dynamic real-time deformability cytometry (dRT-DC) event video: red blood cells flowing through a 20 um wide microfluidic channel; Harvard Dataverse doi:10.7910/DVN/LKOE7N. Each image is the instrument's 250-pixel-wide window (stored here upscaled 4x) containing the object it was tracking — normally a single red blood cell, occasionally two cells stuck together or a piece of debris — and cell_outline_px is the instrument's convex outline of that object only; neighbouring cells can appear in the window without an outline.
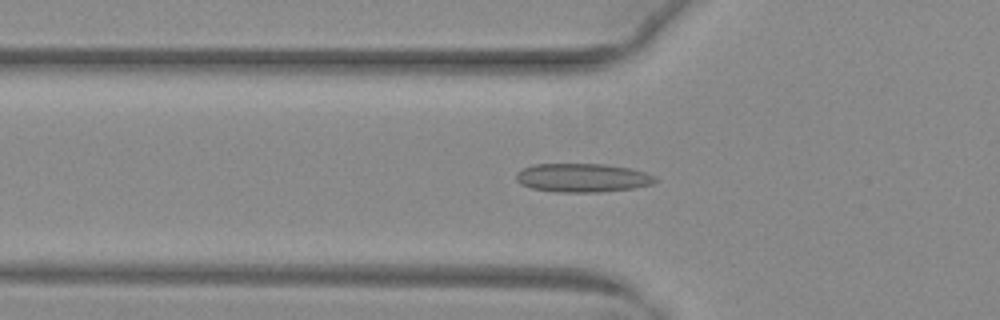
{"species": "common noctule bat (a hibernating species)", "species_latin": "Nyctalus noctula", "temperature_condition": "warm", "stored_images_in_passage": 49, "camera_frame_rate_fps": 3000, "um_per_image_px": 0.085, "animal": {"sex": "female", "body_mass_g": 29.2, "forearm_length_mm": 56.3}, "frame": {"image": 1, "passage_image": 16, "time_ms": 5.0, "image_size_px": [1000, 320], "cell_outline_px": [[660, 180], [652, 184], [632, 188], [600, 192], [556, 192], [532, 188], [520, 184], [516, 180], [516, 172], [520, 168], [532, 164], [604, 164], [628, 168], [644, 172], [656, 176]], "centroid_in_image_um": [49.48, 15.11], "position_along_channel_um": 76.3, "area_um2": 23.41}}
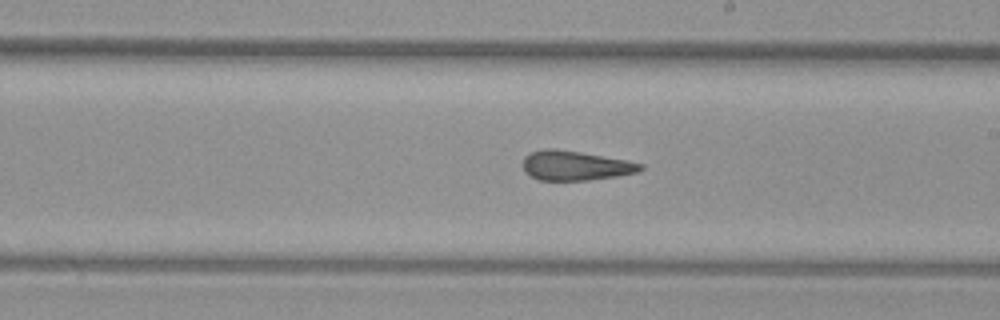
{"frame": {"image": 2, "passage_image": 28, "time_ms": 9.0, "image_size_px": [1000, 320], "cell_outline_px": [[644, 168], [636, 172], [620, 176], [588, 180], [540, 180], [528, 176], [524, 172], [524, 156], [528, 152], [544, 148], [556, 148], [628, 160], [644, 164]], "centroid_in_image_um": [48.89, 14.07], "position_along_channel_um": 240.1, "area_um2": 20.52}}
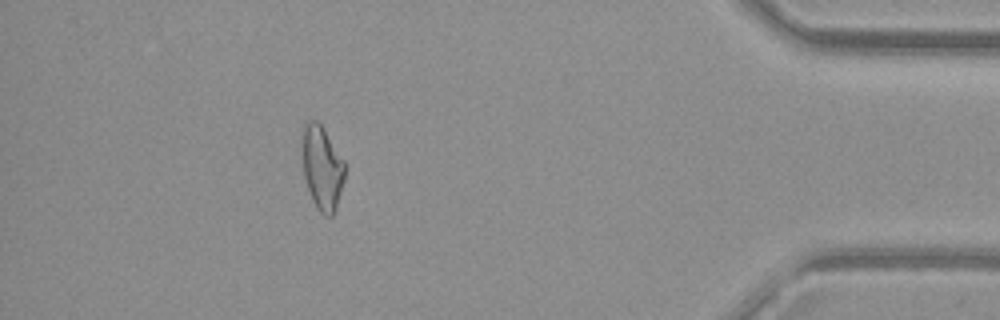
{"frame": {"image": 3, "passage_image": 44, "time_ms": 14.333, "image_size_px": [1000, 320], "cell_outline_px": [[344, 180], [336, 208], [332, 216], [324, 216], [316, 208], [312, 200], [304, 176], [300, 144], [300, 136], [304, 124], [308, 120], [316, 120], [320, 124], [344, 160]], "centroid_in_image_um": [27.33, 14.24], "position_along_channel_um": 407.9, "area_um2": 21.1}, "authors_computed_cell_mechanics": {"area_um2": 21.5016, "velocity_mm_per_s": 4.078, "shape_relaxation_time_tau1_ms": null, "shape_relaxation_time_tau2_ms": 2.5959, "deformation_change_tau1": null, "deformation_change_tau2": 0.1118}}